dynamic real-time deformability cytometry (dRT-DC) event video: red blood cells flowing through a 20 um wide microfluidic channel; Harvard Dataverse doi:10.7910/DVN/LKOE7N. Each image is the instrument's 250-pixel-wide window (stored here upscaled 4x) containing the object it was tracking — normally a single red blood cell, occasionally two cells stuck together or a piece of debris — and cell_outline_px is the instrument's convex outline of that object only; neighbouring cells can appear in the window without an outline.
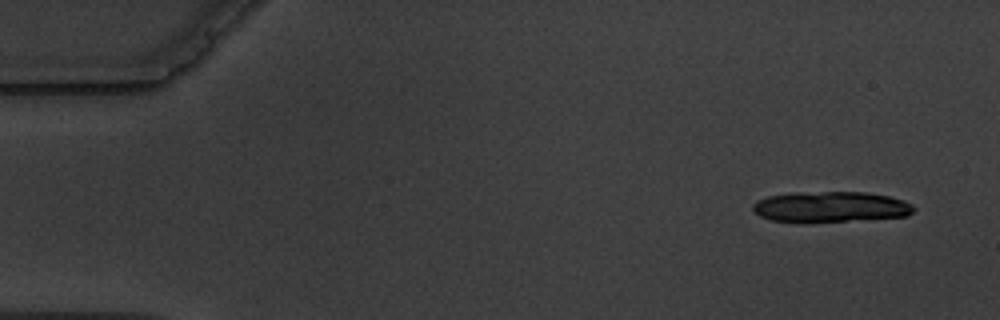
{"species": "common noctule bat (a hibernating species)", "species_latin": "Nyctalus noctula", "temperature_condition": "warm", "stored_images_in_passage": 5, "camera_frame_rate_fps": 3000, "um_per_image_px": 0.085, "animal": {"sex": "male", "body_mass_g": 19.5, "forearm_length_mm": 54.6}, "frame": {"image": 1, "passage_image": 1, "time_ms": 0.0, "image_size_px": [1000, 320], "cell_outline_px": [[916, 208], [908, 216], [808, 224], [800, 224], [772, 220], [760, 216], [752, 208], [752, 204], [756, 200], [768, 196], [792, 192], [864, 192], [888, 196], [904, 200], [912, 204]], "centroid_in_image_um": [70.56, 17.61], "position_along_channel_um": 14.4, "area_um2": 29.54}}